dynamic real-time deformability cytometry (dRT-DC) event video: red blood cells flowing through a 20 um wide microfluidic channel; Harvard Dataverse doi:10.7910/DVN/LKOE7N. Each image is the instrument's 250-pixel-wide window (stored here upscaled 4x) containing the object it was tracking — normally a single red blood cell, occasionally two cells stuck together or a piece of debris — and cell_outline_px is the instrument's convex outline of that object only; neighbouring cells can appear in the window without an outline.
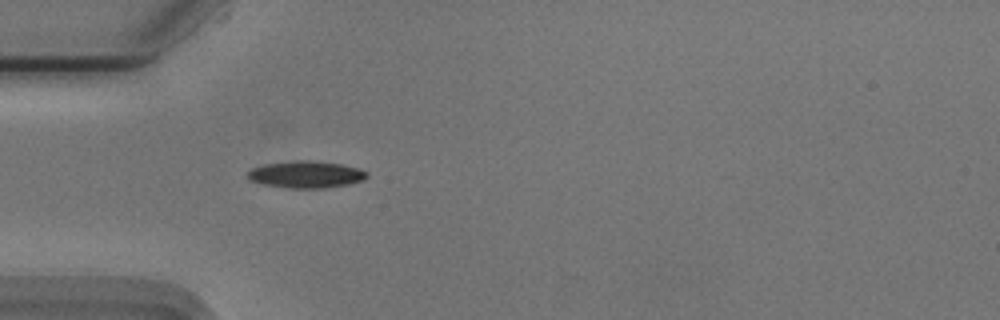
{"species": "Egyptian fruit bat (a non-hibernating species)", "species_latin": "Rousettus aegyptiacus", "temperature_condition": "cold", "stored_images_in_passage": 44, "camera_frame_rate_fps": 3000, "um_per_image_px": 0.085, "animal": {"sex": "male"}, "frame": {"image": 1, "passage_image": 6, "time_ms": 1.667, "image_size_px": [1000, 320], "cell_outline_px": [[368, 176], [360, 180], [348, 184], [324, 188], [288, 188], [264, 184], [248, 180], [248, 172], [252, 168], [264, 164], [292, 160], [312, 160], [340, 164], [360, 168], [368, 172]], "centroid_in_image_um": [26.0, 14.82], "position_along_channel_um": 59.0, "area_um2": 18.73}}
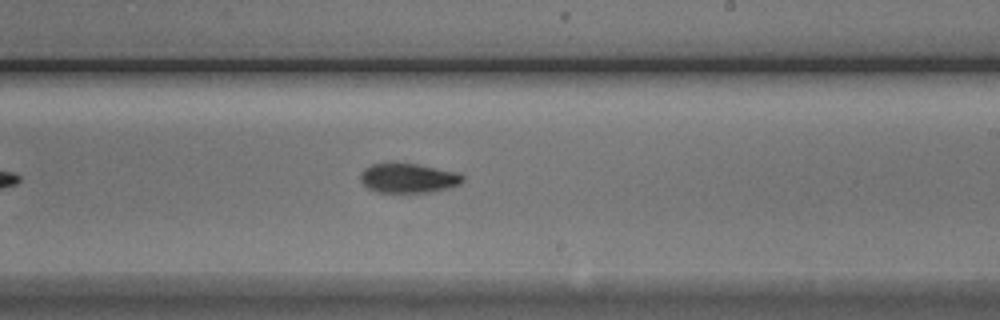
{"frame": {"image": 2, "passage_image": 22, "time_ms": 7.0, "image_size_px": [1000, 320], "cell_outline_px": [[464, 180], [460, 184], [448, 188], [432, 192], [376, 192], [368, 188], [360, 180], [360, 176], [364, 168], [372, 164], [416, 164], [460, 172], [464, 176]], "centroid_in_image_um": [34.75, 15.15], "position_along_channel_um": 254.3, "area_um2": 17.51}}
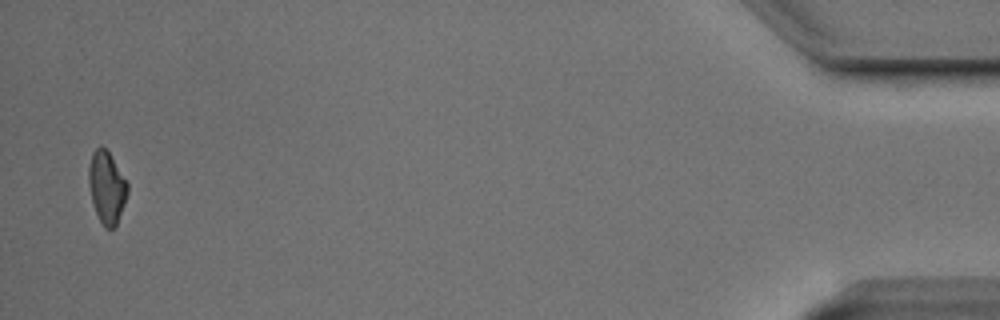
{"frame": {"image": 3, "passage_image": 43, "time_ms": 14.0, "image_size_px": [1000, 320], "cell_outline_px": [[128, 192], [124, 204], [116, 224], [112, 228], [104, 228], [96, 212], [92, 200], [88, 184], [88, 168], [92, 152], [96, 148], [104, 148], [108, 152], [128, 184]], "centroid_in_image_um": [9.05, 15.93], "position_along_channel_um": 426.1, "area_um2": 15.9}, "authors_computed_cell_mechanics": {"area_um2": 17.1955, "velocity_mm_per_s": 3.735, "shape_relaxation_time_tau1_ms": 2.9811, "shape_relaxation_time_tau2_ms": null, "deformation_change_tau1": 0.1335, "deformation_change_tau2": null}}